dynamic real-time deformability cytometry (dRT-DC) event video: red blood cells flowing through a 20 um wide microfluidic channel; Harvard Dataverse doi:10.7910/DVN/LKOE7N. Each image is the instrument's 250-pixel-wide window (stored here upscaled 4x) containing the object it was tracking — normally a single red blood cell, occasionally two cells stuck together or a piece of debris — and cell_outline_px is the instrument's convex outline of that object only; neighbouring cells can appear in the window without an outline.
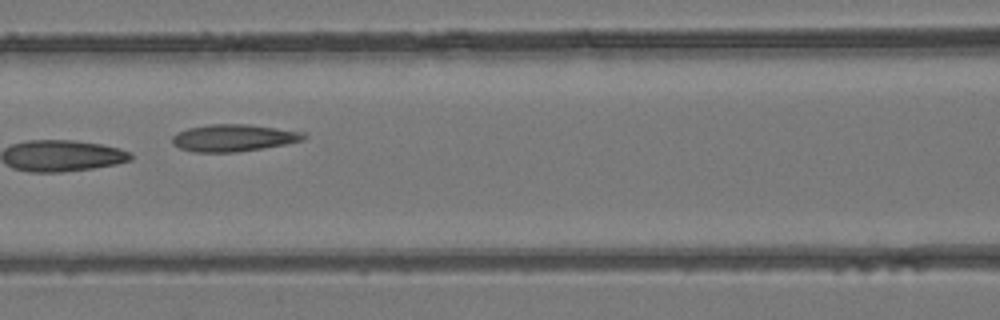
{"species": "common noctule bat (a hibernating species)", "species_latin": "Nyctalus noctula", "temperature_condition": "room temperature", "stored_images_in_passage": 6, "camera_frame_rate_fps": 3000, "um_per_image_px": 0.085, "animal": {"sex": "female", "body_mass_g": 24.6, "forearm_length_mm": 56.2}, "frame": {"image": 1, "passage_image": 5, "time_ms": 4.667, "image_size_px": [1000, 320], "cell_outline_px": [[308, 136], [304, 140], [264, 148], [236, 152], [192, 152], [180, 148], [172, 144], [172, 136], [188, 128], [208, 124], [248, 124], [308, 132]], "centroid_in_image_um": [19.9, 11.71], "position_along_channel_um": 146.7, "area_um2": 20.92}}
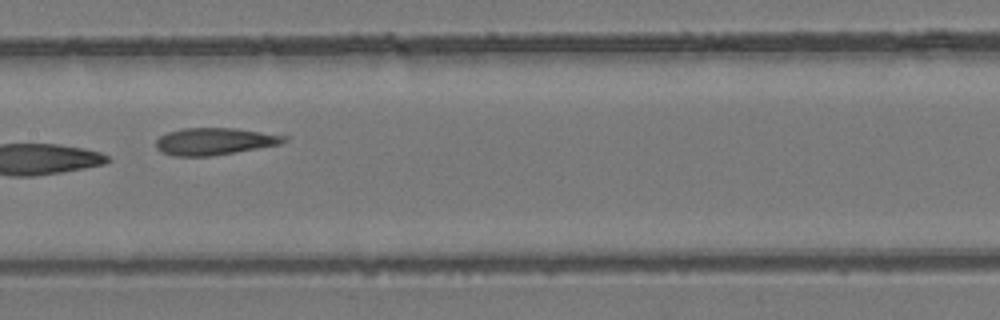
{"frame": {"image": 2, "passage_image": 6, "time_ms": 5.667, "image_size_px": [1000, 320], "cell_outline_px": [[292, 136], [288, 140], [280, 144], [236, 152], [212, 156], [172, 156], [160, 152], [156, 148], [156, 140], [160, 136], [168, 132], [184, 128], [236, 128]], "centroid_in_image_um": [18.27, 12.01], "position_along_channel_um": 189.1, "area_um2": 20.46}}